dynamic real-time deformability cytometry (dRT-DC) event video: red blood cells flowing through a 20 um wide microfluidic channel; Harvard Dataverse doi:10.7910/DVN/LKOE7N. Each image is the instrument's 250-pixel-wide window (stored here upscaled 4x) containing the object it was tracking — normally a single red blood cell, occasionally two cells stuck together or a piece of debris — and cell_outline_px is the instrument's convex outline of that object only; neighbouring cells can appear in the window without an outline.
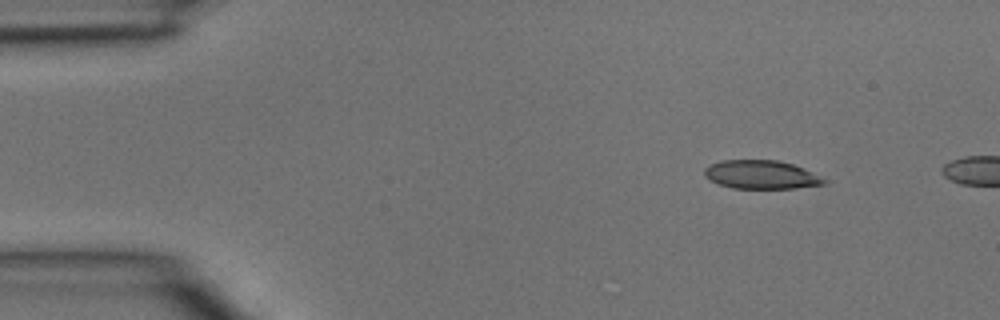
{"species": "common noctule bat (a hibernating species)", "species_latin": "Nyctalus noctula", "temperature_condition": "room temperature", "stored_images_in_passage": 2, "camera_frame_rate_fps": 3000, "um_per_image_px": 0.085, "animal": {"sex": "male", "body_mass_g": 15.6}, "frame": {"image": 1, "passage_image": 1, "time_ms": 0.0, "image_size_px": [1000, 320], "cell_outline_px": [[828, 180], [824, 184], [796, 188], [732, 188], [708, 180], [704, 176], [704, 168], [720, 160], [776, 160], [792, 164]], "centroid_in_image_um": [64.65, 14.85], "position_along_channel_um": 20.3, "area_um2": 19.71}}